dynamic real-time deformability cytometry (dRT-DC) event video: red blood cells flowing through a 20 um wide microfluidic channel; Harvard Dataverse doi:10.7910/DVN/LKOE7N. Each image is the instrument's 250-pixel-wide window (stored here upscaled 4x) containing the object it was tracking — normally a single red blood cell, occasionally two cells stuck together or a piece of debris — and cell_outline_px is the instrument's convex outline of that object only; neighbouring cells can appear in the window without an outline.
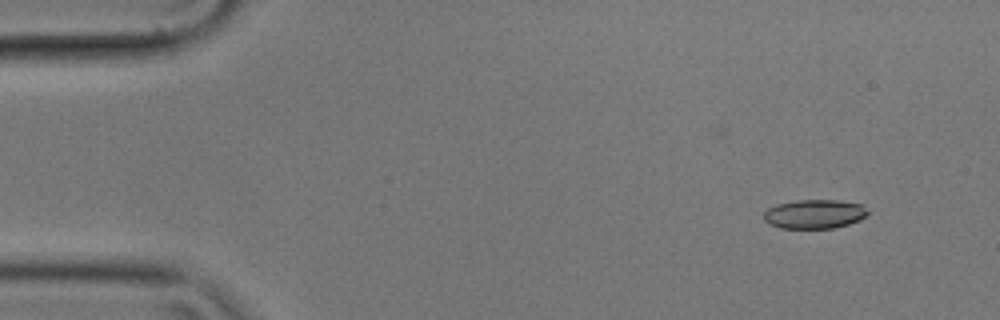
{"species": "common noctule bat (a hibernating species)", "species_latin": "Nyctalus noctula", "temperature_condition": "cold", "stored_images_in_passage": 10, "camera_frame_rate_fps": 3000, "um_per_image_px": 0.085, "animal": {"sex": "male", "body_mass_g": 17.9}, "frame": {"image": 1, "passage_image": 4, "time_ms": 1.0, "image_size_px": [1000, 320], "cell_outline_px": [[868, 212], [860, 220], [848, 224], [832, 228], [780, 228], [768, 224], [764, 220], [764, 212], [768, 208], [776, 204], [796, 200], [840, 200], [864, 204]], "centroid_in_image_um": [69.22, 18.18], "position_along_channel_um": 15.8, "area_um2": 17.74}}